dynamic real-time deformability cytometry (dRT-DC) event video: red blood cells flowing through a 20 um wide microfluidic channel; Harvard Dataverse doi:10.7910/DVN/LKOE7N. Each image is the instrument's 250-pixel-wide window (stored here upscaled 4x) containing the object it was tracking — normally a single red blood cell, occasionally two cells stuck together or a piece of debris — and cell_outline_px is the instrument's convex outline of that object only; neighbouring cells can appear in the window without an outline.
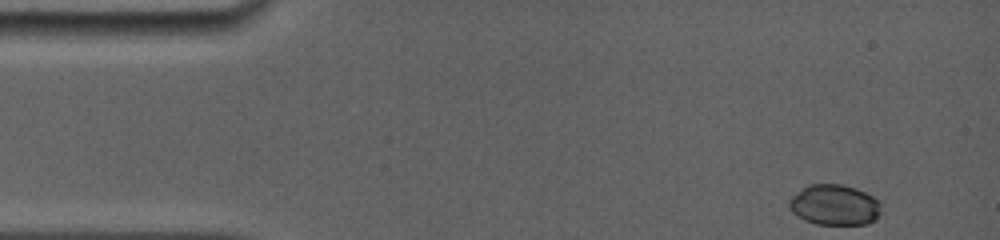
{"species": "common noctule bat (a hibernating species)", "species_latin": "Nyctalus noctula", "temperature_condition": "room temperature", "stored_images_in_passage": 26, "camera_frame_rate_fps": 5000, "um_per_image_px": 0.085, "animal": {"sex": "female", "body_mass_g": 19.0, "forearm_length_mm": 56.7}, "frame": {"image": 1, "passage_image": 1, "time_ms": 0.0, "image_size_px": [1000, 240], "cell_outline_px": [[880, 212], [876, 220], [868, 224], [816, 224], [804, 220], [792, 212], [788, 208], [788, 200], [800, 188], [808, 184], [840, 184], [856, 188], [872, 196], [880, 204]], "centroid_in_image_um": [70.89, 17.41], "position_along_channel_um": 14.1, "area_um2": 21.91}}
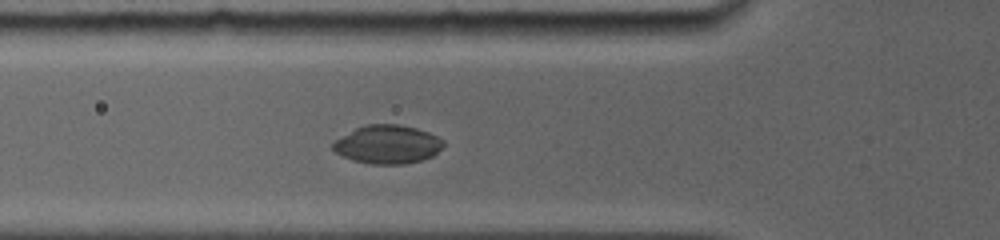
{"frame": {"image": 2, "passage_image": 18, "time_ms": 4.4, "image_size_px": [1000, 240], "cell_outline_px": [[444, 144], [432, 156], [420, 160], [404, 164], [372, 164], [352, 160], [336, 152], [332, 148], [332, 144], [336, 140], [356, 128], [364, 124], [396, 124], [416, 128], [428, 132], [444, 140]], "centroid_in_image_um": [32.94, 12.27], "position_along_channel_um": 92.9, "area_um2": 24.51}}
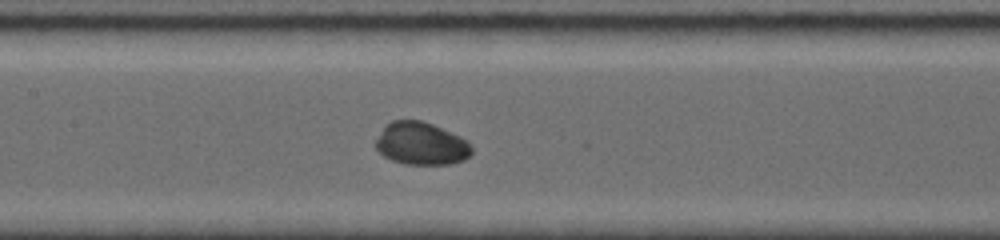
{"frame": {"image": 3, "passage_image": 25, "time_ms": 6.4, "image_size_px": [1000, 240], "cell_outline_px": [[472, 152], [464, 160], [448, 164], [404, 164], [392, 160], [384, 156], [376, 148], [376, 140], [384, 124], [392, 120], [420, 120], [432, 124], [460, 136], [468, 140], [472, 148]], "centroid_in_image_um": [35.79, 12.2], "position_along_channel_um": 171.6, "area_um2": 23.87}}